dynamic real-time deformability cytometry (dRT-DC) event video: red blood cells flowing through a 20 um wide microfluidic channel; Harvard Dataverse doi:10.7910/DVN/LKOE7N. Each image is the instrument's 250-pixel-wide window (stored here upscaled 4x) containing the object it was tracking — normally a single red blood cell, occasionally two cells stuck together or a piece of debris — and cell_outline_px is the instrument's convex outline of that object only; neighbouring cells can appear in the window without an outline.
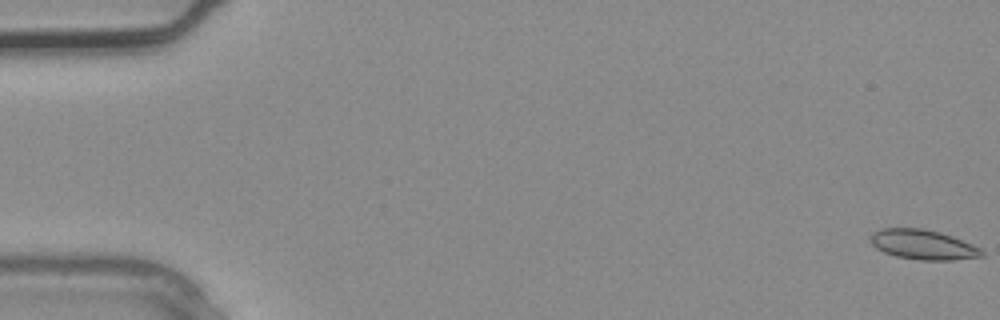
{"species": "common noctule bat (a hibernating species)", "species_latin": "Nyctalus noctula", "temperature_condition": "warm", "stored_images_in_passage": 3, "camera_frame_rate_fps": 3000, "um_per_image_px": 0.085, "animal": {"sex": "male", "body_mass_g": 20.4}, "frame": {"image": 1, "passage_image": 1, "time_ms": 0.0, "image_size_px": [1000, 320], "cell_outline_px": [[984, 256], [952, 260], [920, 260], [896, 256], [884, 252], [876, 248], [868, 240], [872, 232], [880, 228], [920, 228], [940, 232], [952, 236], [972, 244], [980, 248], [984, 252]], "centroid_in_image_um": [78.43, 20.79], "position_along_channel_um": 6.6, "area_um2": 19.42}}
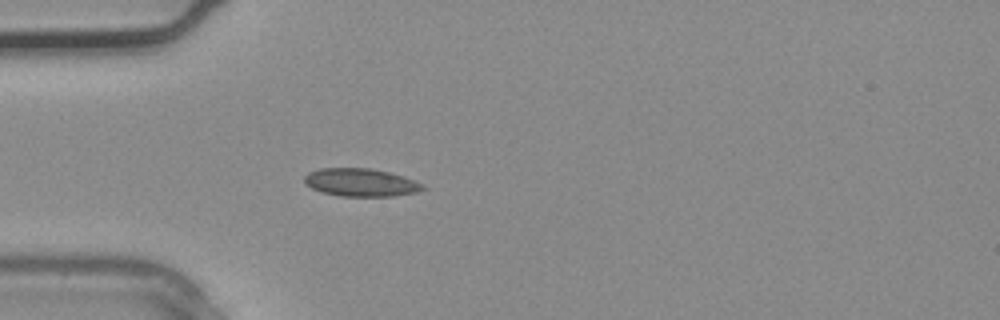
{"frame": {"image": 2, "passage_image": 3, "time_ms": 0.667, "image_size_px": [1000, 320], "cell_outline_px": [[428, 188], [416, 192], [392, 196], [340, 196], [320, 192], [312, 188], [304, 180], [304, 176], [308, 172], [320, 168], [372, 168], [404, 176], [424, 184]], "centroid_in_image_um": [30.69, 15.5], "position_along_channel_um": 54.3, "area_um2": 19.36}}